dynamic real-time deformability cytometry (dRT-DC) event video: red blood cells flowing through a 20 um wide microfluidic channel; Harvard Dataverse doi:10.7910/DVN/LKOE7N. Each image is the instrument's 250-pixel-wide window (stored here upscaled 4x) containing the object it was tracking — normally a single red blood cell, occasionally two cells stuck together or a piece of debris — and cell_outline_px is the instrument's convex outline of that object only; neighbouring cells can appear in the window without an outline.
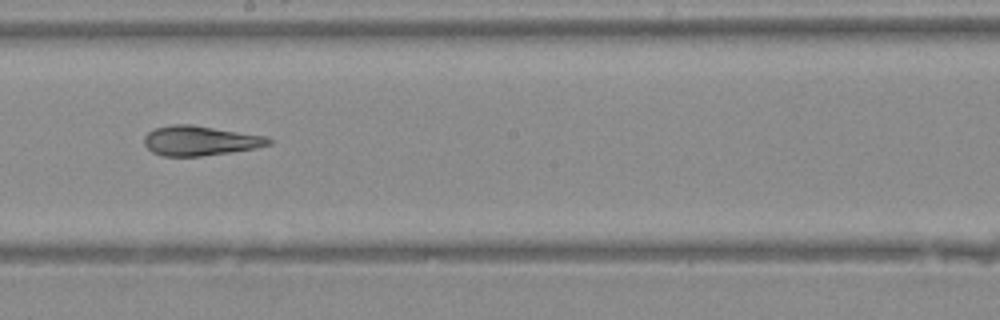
{"species": "Egyptian fruit bat (a non-hibernating species)", "species_latin": "Rousettus aegyptiacus", "temperature_condition": "warm", "stored_images_in_passage": 15, "camera_frame_rate_fps": 3000, "um_per_image_px": 0.085, "animal": {"sex": "female"}, "frame": {"image": 1, "passage_image": 13, "time_ms": 4.0, "image_size_px": [1000, 320], "cell_outline_px": [[272, 144], [256, 148], [232, 152], [200, 156], [164, 156], [152, 152], [144, 144], [144, 136], [148, 132], [156, 128], [172, 124], [192, 124], [268, 136], [272, 140]], "centroid_in_image_um": [17.04, 11.95], "position_along_channel_um": 231.2, "area_um2": 21.73}}